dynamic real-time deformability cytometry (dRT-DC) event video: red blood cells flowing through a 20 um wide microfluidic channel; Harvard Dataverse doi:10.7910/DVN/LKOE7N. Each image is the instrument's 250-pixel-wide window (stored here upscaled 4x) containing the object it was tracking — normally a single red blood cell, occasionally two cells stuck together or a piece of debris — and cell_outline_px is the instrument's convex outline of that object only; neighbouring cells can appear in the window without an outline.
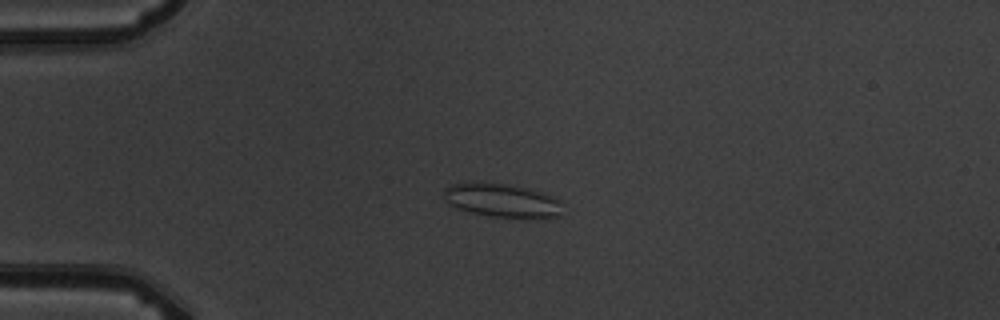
{"species": "common noctule bat (a hibernating species)", "species_latin": "Nyctalus noctula", "temperature_condition": "warm", "stored_images_in_passage": 6, "camera_frame_rate_fps": 3000, "um_per_image_px": 0.085, "animal": {"sex": "male", "body_mass_g": 19.5, "forearm_length_mm": 54.6}, "frame": {"image": 1, "passage_image": 5, "time_ms": 4.667, "image_size_px": [1000, 320], "cell_outline_px": [[560, 216], [544, 220], [540, 220], [492, 216], [472, 212], [456, 208], [448, 204], [444, 200], [444, 188], [448, 184], [476, 180], [508, 184], [528, 188], [552, 196], [560, 200]], "centroid_in_image_um": [42.65, 17.03], "position_along_channel_um": 42.4, "area_um2": 24.22}}